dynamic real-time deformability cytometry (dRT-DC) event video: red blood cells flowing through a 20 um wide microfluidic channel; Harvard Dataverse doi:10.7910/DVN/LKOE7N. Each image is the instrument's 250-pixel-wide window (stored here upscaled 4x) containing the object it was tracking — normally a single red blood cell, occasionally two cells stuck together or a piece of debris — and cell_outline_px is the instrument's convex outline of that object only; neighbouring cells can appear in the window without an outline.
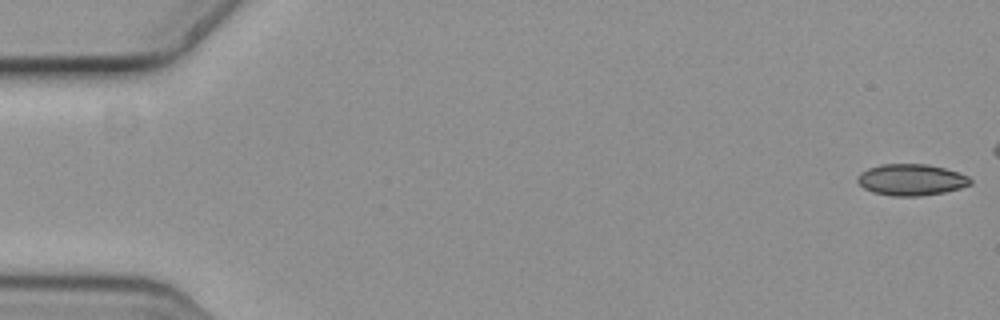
{"species": "common noctule bat (a hibernating species)", "species_latin": "Nyctalus noctula", "temperature_condition": "cold", "stored_images_in_passage": 8, "camera_frame_rate_fps": 3000, "um_per_image_px": 0.085, "animal": {"sex": "female", "body_mass_g": 19.3, "forearm_length_mm": 54.1}, "frame": {"image": 1, "passage_image": 1, "time_ms": 0.0, "image_size_px": [1000, 320], "cell_outline_px": [[972, 184], [960, 188], [944, 192], [920, 196], [892, 196], [872, 192], [864, 188], [856, 180], [856, 176], [860, 172], [868, 168], [880, 164], [928, 164], [944, 168], [968, 176], [972, 180]], "centroid_in_image_um": [77.43, 15.28], "position_along_channel_um": 7.6, "area_um2": 20.75}}
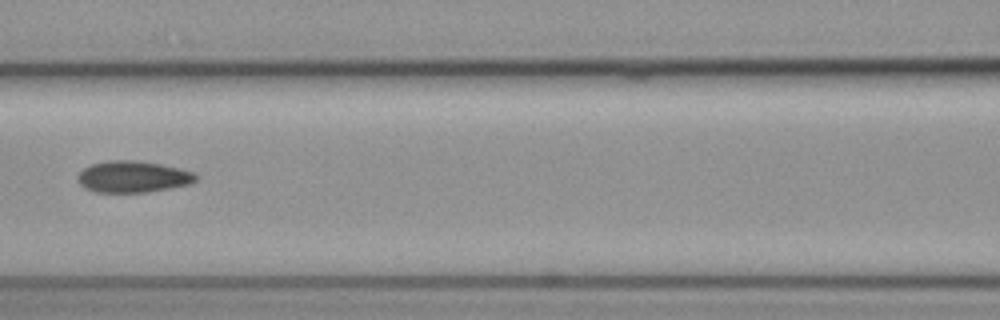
{"frame": {"image": 2, "passage_image": 7, "time_ms": 2.0, "image_size_px": [1000, 320], "cell_outline_px": [[200, 176], [192, 184], [148, 192], [96, 192], [84, 188], [80, 184], [76, 176], [84, 168], [92, 164], [108, 160], [136, 160], [160, 164], [180, 168], [192, 172]], "centroid_in_image_um": [11.32, 15.02], "position_along_channel_um": 155.3, "area_um2": 21.85}}